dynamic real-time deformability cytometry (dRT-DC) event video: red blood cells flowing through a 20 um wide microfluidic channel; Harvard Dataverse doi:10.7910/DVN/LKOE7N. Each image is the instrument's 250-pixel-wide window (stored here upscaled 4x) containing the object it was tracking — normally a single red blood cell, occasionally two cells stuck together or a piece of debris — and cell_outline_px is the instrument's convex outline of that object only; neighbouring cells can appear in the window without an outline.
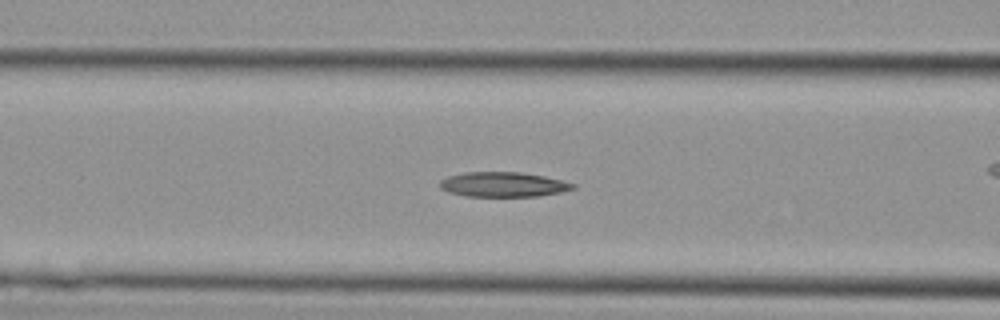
{"species": "Egyptian fruit bat (a non-hibernating species)", "species_latin": "Rousettus aegyptiacus", "temperature_condition": "cold", "stored_images_in_passage": 20, "camera_frame_rate_fps": 3000, "um_per_image_px": 0.085, "animal": {"sex": "female"}, "frame": {"image": 1, "passage_image": 4, "time_ms": 1.0, "image_size_px": [1000, 320], "cell_outline_px": [[576, 188], [560, 192], [536, 196], [468, 196], [448, 192], [440, 188], [440, 180], [448, 176], [464, 172], [520, 172], [544, 176], [576, 184]], "centroid_in_image_um": [42.76, 15.67], "position_along_channel_um": 123.8, "area_um2": 19.13}}
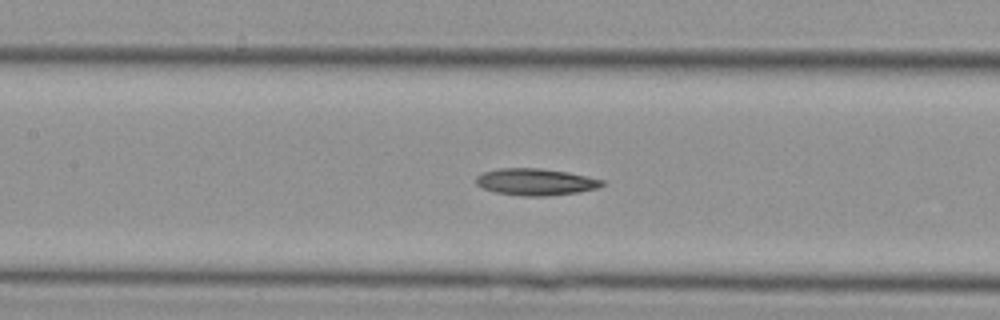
{"frame": {"image": 2, "passage_image": 6, "time_ms": 1.667, "image_size_px": [1000, 320], "cell_outline_px": [[608, 184], [596, 188], [576, 192], [544, 196], [524, 196], [496, 192], [484, 188], [476, 184], [476, 176], [484, 172], [500, 168], [540, 168], [568, 172], [604, 180]], "centroid_in_image_um": [45.54, 15.45], "position_along_channel_um": 161.9, "area_um2": 19.54}}
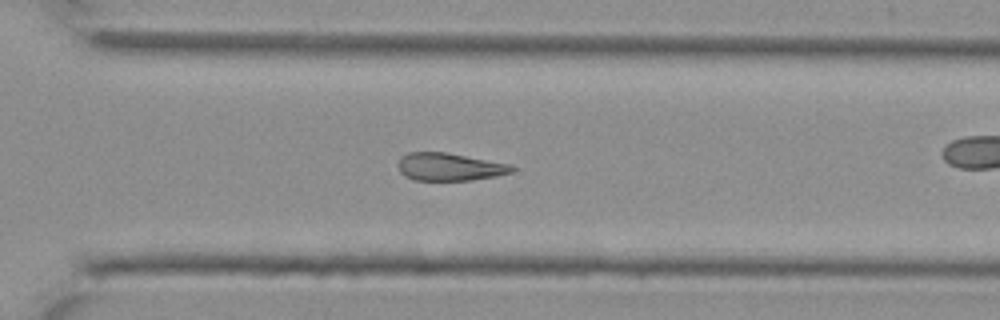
{"frame": {"image": 3, "passage_image": 15, "time_ms": 4.667, "image_size_px": [1000, 320], "cell_outline_px": [[516, 168], [512, 172], [496, 176], [472, 180], [416, 180], [404, 176], [400, 172], [396, 164], [400, 156], [408, 152], [444, 152], [512, 164]], "centroid_in_image_um": [38.18, 14.18], "position_along_channel_um": 332.4, "area_um2": 18.55}}